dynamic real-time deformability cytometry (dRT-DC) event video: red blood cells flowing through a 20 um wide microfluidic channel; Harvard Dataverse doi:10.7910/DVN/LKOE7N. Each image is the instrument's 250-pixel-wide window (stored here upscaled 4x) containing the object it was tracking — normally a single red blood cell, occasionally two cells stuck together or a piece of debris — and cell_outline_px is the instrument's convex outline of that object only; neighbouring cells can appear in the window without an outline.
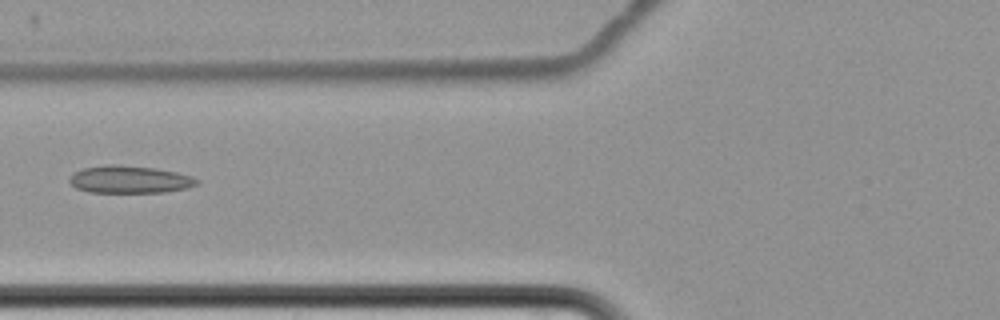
{"species": "common noctule bat (a hibernating species)", "species_latin": "Nyctalus noctula", "temperature_condition": "cold", "stored_images_in_passage": 2, "camera_frame_rate_fps": 3000, "um_per_image_px": 0.085, "animal": {"sex": "female", "body_mass_g": 22.7, "forearm_length_mm": 54.2}, "frame": {"image": 1, "passage_image": 2, "time_ms": 1.333, "image_size_px": [1000, 320], "cell_outline_px": [[200, 184], [188, 188], [164, 192], [88, 192], [76, 188], [68, 180], [72, 172], [84, 168], [108, 164], [116, 164], [156, 168], [176, 172], [192, 176], [200, 180]], "centroid_in_image_um": [11.04, 15.25], "position_along_channel_um": 114.8, "area_um2": 20.58}}